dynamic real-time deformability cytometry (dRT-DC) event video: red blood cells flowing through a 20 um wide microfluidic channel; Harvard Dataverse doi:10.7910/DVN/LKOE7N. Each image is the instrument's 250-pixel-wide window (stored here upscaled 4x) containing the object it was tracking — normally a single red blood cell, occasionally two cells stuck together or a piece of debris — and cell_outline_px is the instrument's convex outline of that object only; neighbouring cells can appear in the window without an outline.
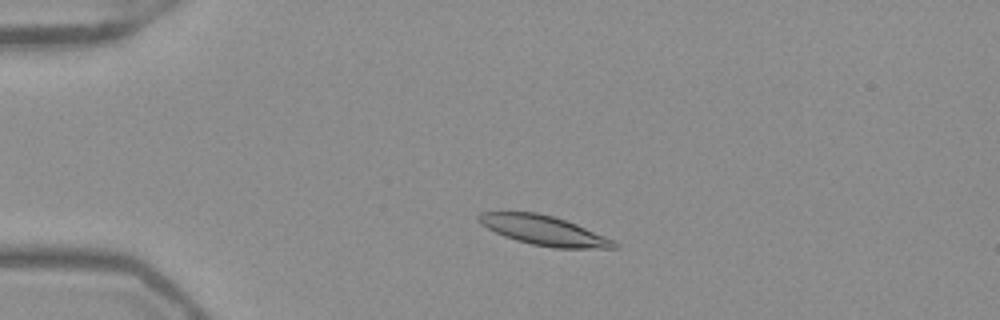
{"species": "Egyptian fruit bat (a non-hibernating species)", "species_latin": "Rousettus aegyptiacus", "temperature_condition": "warm", "stored_images_in_passage": 48, "camera_frame_rate_fps": 3000, "um_per_image_px": 0.085, "frame": {"image": 1, "passage_image": 8, "time_ms": 2.333, "image_size_px": [1000, 320], "cell_outline_px": [[620, 248], [552, 248], [532, 244], [516, 240], [504, 236], [480, 224], [476, 220], [476, 216], [480, 212], [536, 212], [552, 216], [576, 224], [616, 240], [620, 244]], "centroid_in_image_um": [46.26, 19.59], "position_along_channel_um": 38.7, "area_um2": 23.41}}
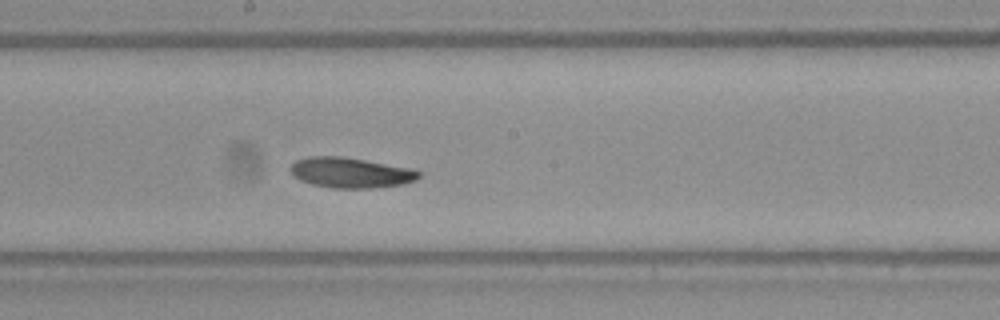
{"frame": {"image": 2, "passage_image": 25, "time_ms": 8.0, "image_size_px": [1000, 320], "cell_outline_px": [[420, 176], [416, 180], [404, 184], [372, 188], [332, 188], [312, 184], [300, 180], [288, 168], [296, 160], [308, 156], [340, 156], [364, 160], [408, 168], [420, 172]], "centroid_in_image_um": [29.78, 14.68], "position_along_channel_um": 218.4, "area_um2": 22.48}}
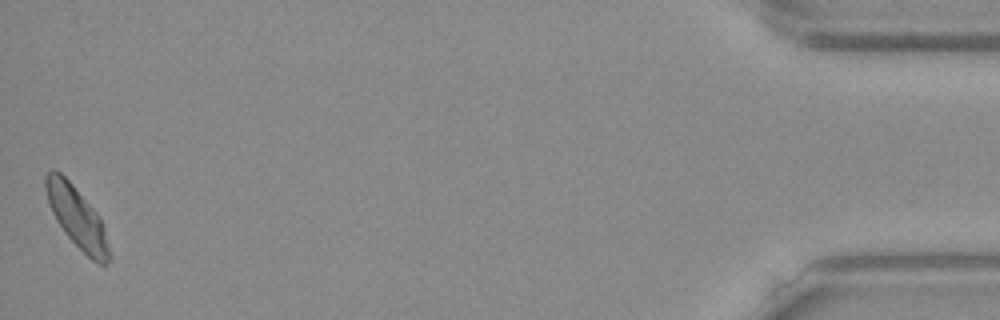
{"frame": {"image": 3, "passage_image": 48, "time_ms": 15.667, "image_size_px": [1000, 320], "cell_outline_px": [[112, 260], [104, 268], [96, 264], [64, 232], [56, 220], [48, 204], [44, 188], [44, 176], [52, 168], [60, 172], [72, 184], [100, 216], [104, 228], [112, 256]], "centroid_in_image_um": [6.56, 18.51], "position_along_channel_um": 428.6, "area_um2": 22.89}, "authors_computed_cell_mechanics": {"area_um2": 22.8021, "velocity_mm_per_s": 3.882, "shape_relaxation_time_tau1_ms": 2.5749, "shape_relaxation_time_tau2_ms": 8.0733, "deformation_change_tau1": 0.1261, "deformation_change_tau2": 0.1279}}